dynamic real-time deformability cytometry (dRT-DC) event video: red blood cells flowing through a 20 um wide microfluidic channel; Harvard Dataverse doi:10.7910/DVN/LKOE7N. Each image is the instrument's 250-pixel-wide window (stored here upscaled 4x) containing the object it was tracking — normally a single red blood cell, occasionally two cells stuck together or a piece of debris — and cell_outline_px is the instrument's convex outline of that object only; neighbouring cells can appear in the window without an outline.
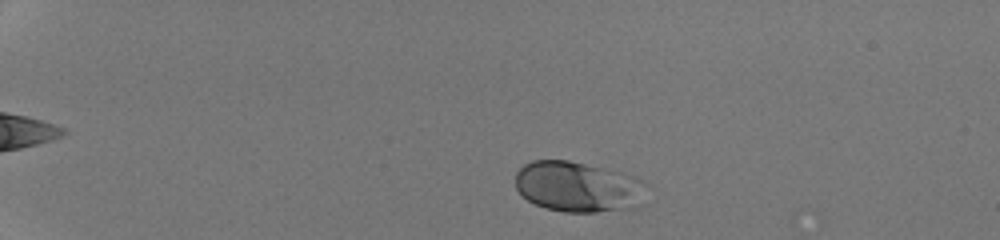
{"species": "human", "species_latin": "Homo sapiens", "temperature_condition": "room temperature", "stored_images_in_passage": 43, "camera_frame_rate_fps": 3000, "um_per_image_px": 0.085, "donor": {"sex": "male"}, "frame": {"image": 1, "passage_image": 4, "time_ms": 1.0, "image_size_px": [1000, 240], "cell_outline_px": [[652, 188], [648, 204], [640, 208], [596, 212], [564, 212], [544, 208], [528, 200], [516, 188], [516, 172], [524, 164], [532, 160], [568, 160], [620, 172], [632, 176], [648, 184]], "centroid_in_image_um": [49.29, 15.91], "position_along_channel_um": 35.7, "area_um2": 39.77}}
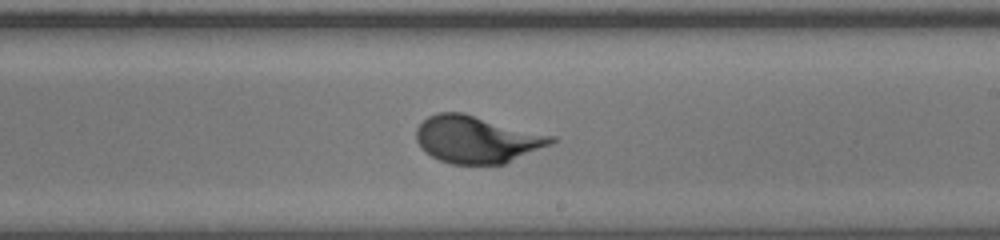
{"frame": {"image": 2, "passage_image": 26, "time_ms": 8.333, "image_size_px": [1000, 240], "cell_outline_px": [[556, 140], [552, 144], [504, 164], [452, 164], [440, 160], [424, 152], [420, 148], [416, 140], [416, 128], [428, 116], [436, 112], [464, 112], [556, 136]], "centroid_in_image_um": [40.53, 11.84], "position_along_channel_um": 248.5, "area_um2": 37.45}}
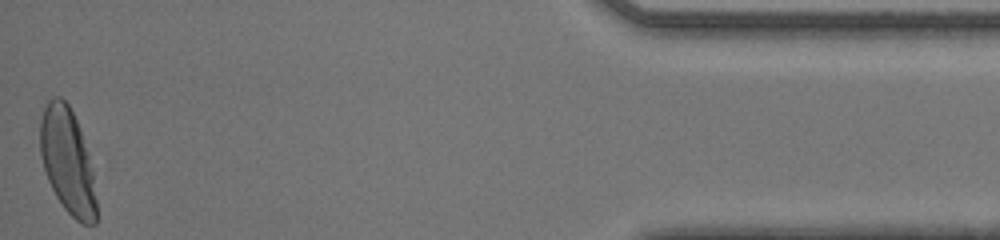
{"frame": {"image": 3, "passage_image": 43, "time_ms": 14.0, "image_size_px": [1000, 240], "cell_outline_px": [[96, 224], [80, 224], [64, 208], [56, 196], [48, 180], [40, 156], [40, 120], [44, 108], [48, 100], [52, 96], [60, 96], [68, 104], [80, 128], [88, 152], [92, 172], [96, 200]], "centroid_in_image_um": [5.73, 13.68], "position_along_channel_um": 429.5, "area_um2": 34.45}}